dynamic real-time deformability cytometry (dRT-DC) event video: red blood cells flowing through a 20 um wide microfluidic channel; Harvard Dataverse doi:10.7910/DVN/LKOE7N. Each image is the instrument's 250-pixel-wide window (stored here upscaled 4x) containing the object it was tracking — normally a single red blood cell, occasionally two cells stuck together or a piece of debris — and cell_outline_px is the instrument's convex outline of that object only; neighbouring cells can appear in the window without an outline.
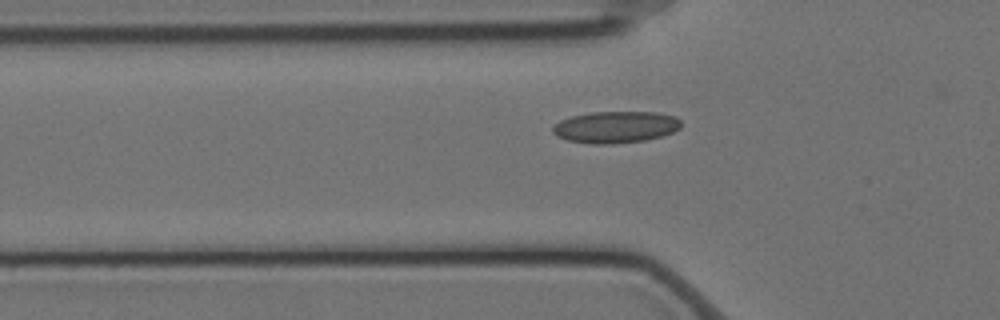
{"species": "Egyptian fruit bat (a non-hibernating species)", "species_latin": "Rousettus aegyptiacus", "temperature_condition": "cold", "stored_images_in_passage": 44, "camera_frame_rate_fps": 3000, "um_per_image_px": 0.085, "animal": {"sex": "female"}, "frame": {"image": 1, "passage_image": 9, "time_ms": 2.667, "image_size_px": [1000, 320], "cell_outline_px": [[680, 128], [672, 132], [660, 136], [644, 140], [612, 144], [592, 144], [568, 140], [556, 136], [552, 132], [552, 128], [560, 120], [572, 116], [592, 112], [656, 112], [676, 116], [680, 120]], "centroid_in_image_um": [52.31, 10.8], "position_along_channel_um": 73.5, "area_um2": 23.64}}
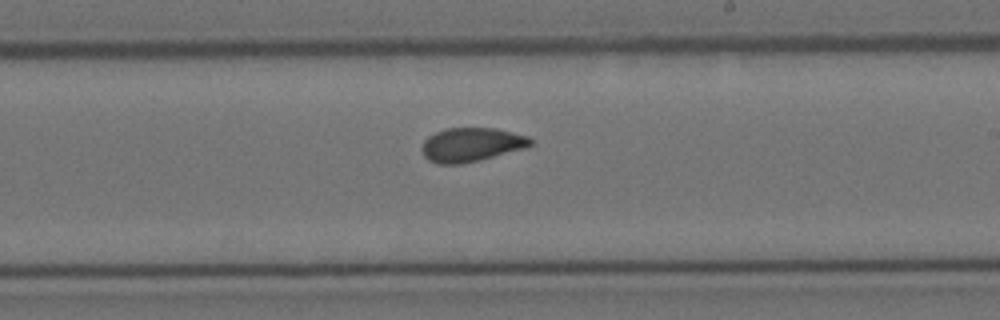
{"frame": {"image": 2, "passage_image": 24, "time_ms": 7.667, "image_size_px": [1000, 320], "cell_outline_px": [[532, 144], [524, 148], [480, 160], [460, 164], [436, 164], [428, 160], [424, 156], [420, 148], [424, 140], [428, 136], [436, 132], [448, 128], [496, 128], [528, 136], [532, 140]], "centroid_in_image_um": [40.02, 12.3], "position_along_channel_um": 249.0, "area_um2": 21.5}}
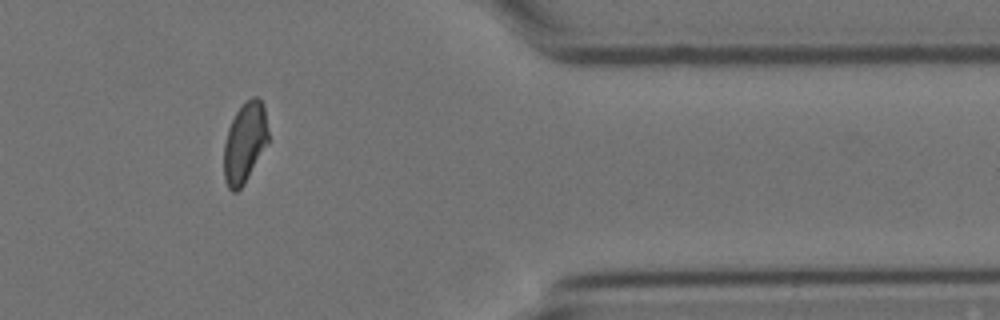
{"frame": {"image": 3, "passage_image": 38, "time_ms": 12.333, "image_size_px": [1000, 320], "cell_outline_px": [[268, 144], [244, 184], [236, 192], [232, 192], [228, 188], [224, 180], [224, 144], [228, 128], [236, 112], [252, 96], [256, 96], [260, 100], [264, 108], [268, 132]], "centroid_in_image_um": [20.8, 12.16], "position_along_channel_um": 390.6, "area_um2": 20.69}}